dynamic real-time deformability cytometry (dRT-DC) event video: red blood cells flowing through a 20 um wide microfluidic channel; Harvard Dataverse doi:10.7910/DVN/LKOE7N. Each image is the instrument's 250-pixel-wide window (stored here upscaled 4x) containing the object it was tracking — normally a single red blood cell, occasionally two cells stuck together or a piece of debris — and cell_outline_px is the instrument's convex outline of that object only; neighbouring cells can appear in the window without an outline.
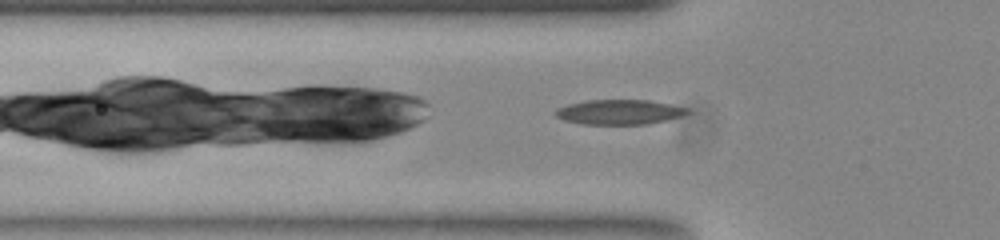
{"species": "common noctule bat (a hibernating species)", "species_latin": "Nyctalus noctula", "temperature_condition": "room temperature", "stored_images_in_passage": 11, "camera_frame_rate_fps": 3000, "um_per_image_px": 0.085, "animal": {"sex": "female", "body_mass_g": 23.0, "forearm_length_mm": 53.4}, "frame": {"image": 1, "passage_image": 5, "time_ms": 1.333, "image_size_px": [1000, 240], "cell_outline_px": [[688, 112], [680, 116], [648, 124], [584, 124], [564, 120], [556, 116], [556, 108], [568, 104], [588, 100], [648, 100], [688, 108]], "centroid_in_image_um": [52.6, 9.52], "position_along_channel_um": 73.2, "area_um2": 18.79}}
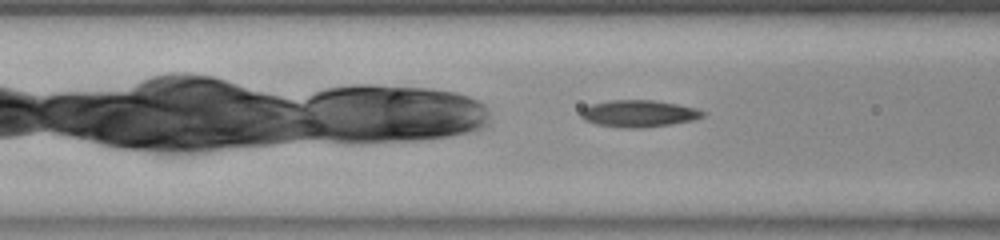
{"frame": {"image": 2, "passage_image": 8, "time_ms": 2.333, "image_size_px": [1000, 240], "cell_outline_px": [[704, 116], [692, 120], [668, 124], [636, 128], [596, 124], [584, 120], [580, 116], [580, 112], [584, 108], [592, 104], [608, 100], [652, 100], [676, 104], [696, 108], [704, 112]], "centroid_in_image_um": [54.26, 9.63], "position_along_channel_um": 112.3, "area_um2": 18.67}}
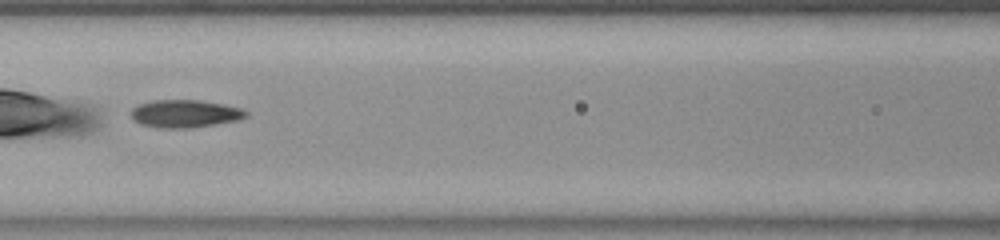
{"frame": {"image": 3, "passage_image": 11, "time_ms": 3.333, "image_size_px": [1000, 240], "cell_outline_px": [[248, 116], [236, 120], [212, 124], [184, 128], [160, 128], [140, 124], [132, 116], [132, 108], [140, 104], [156, 100], [200, 100], [224, 104], [240, 108], [248, 112]], "centroid_in_image_um": [15.73, 9.65], "position_along_channel_um": 150.9, "area_um2": 18.21}}